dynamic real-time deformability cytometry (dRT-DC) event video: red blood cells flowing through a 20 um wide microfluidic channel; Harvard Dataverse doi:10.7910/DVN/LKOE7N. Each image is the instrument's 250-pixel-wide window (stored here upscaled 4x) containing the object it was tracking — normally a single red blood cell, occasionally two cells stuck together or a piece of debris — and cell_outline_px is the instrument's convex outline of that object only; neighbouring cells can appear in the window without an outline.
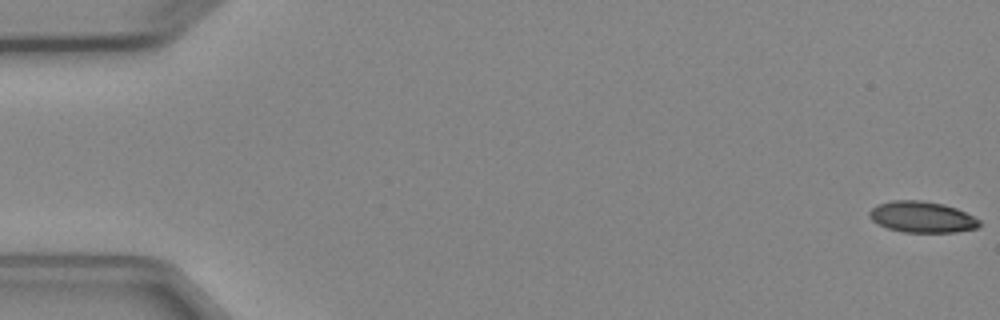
{"species": "Egyptian fruit bat (a non-hibernating species)", "species_latin": "Rousettus aegyptiacus", "temperature_condition": "cold", "stored_images_in_passage": 5, "camera_frame_rate_fps": 3000, "um_per_image_px": 0.085, "animal": {"sex": "female"}, "frame": {"image": 1, "passage_image": 1, "time_ms": 0.0, "image_size_px": [1000, 320], "cell_outline_px": [[980, 224], [976, 228], [956, 232], [904, 232], [888, 228], [872, 220], [868, 216], [868, 212], [876, 204], [892, 200], [920, 200], [944, 204], [956, 208], [980, 220]], "centroid_in_image_um": [78.34, 18.43], "position_along_channel_um": 6.7, "area_um2": 19.88}}
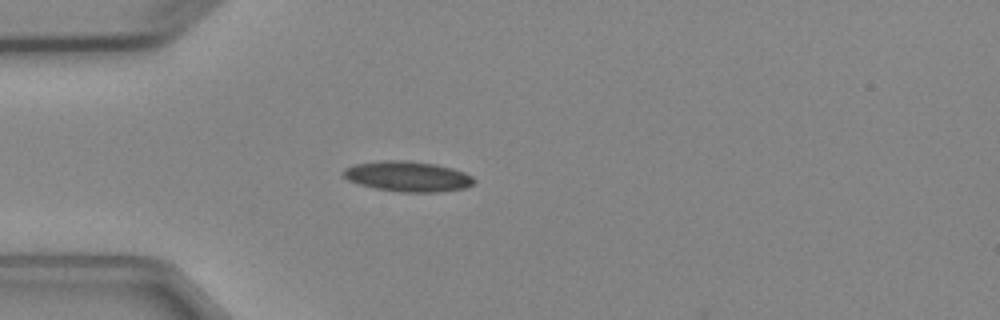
{"frame": {"image": 2, "passage_image": 5, "time_ms": 4.667, "image_size_px": [1000, 320], "cell_outline_px": [[476, 180], [472, 184], [464, 188], [440, 192], [400, 192], [376, 188], [360, 184], [348, 180], [340, 172], [344, 168], [352, 164], [380, 160], [408, 160], [436, 164], [452, 168], [464, 172], [472, 176]], "centroid_in_image_um": [34.63, 14.98], "position_along_channel_um": 50.4, "area_um2": 23.29}}